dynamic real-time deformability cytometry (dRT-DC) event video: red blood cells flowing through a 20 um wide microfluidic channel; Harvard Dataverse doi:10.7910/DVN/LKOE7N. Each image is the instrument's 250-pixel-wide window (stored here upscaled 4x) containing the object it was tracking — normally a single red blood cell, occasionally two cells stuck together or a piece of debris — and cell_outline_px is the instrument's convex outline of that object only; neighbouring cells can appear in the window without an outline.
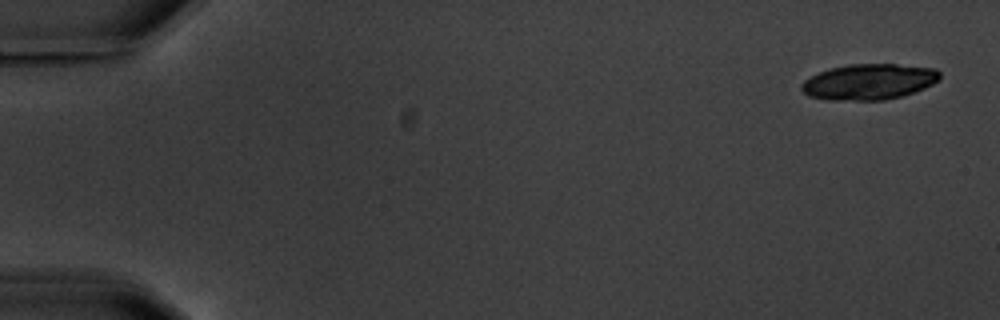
{"species": "common noctule bat (a hibernating species)", "species_latin": "Nyctalus noctula", "temperature_condition": "warm", "stored_images_in_passage": 5, "camera_frame_rate_fps": 3000, "um_per_image_px": 0.085, "animal": {"sex": "male", "body_mass_g": 20.1, "forearm_length_mm": 53.5}, "frame": {"image": 1, "passage_image": 1, "time_ms": 0.0, "image_size_px": [1000, 320], "cell_outline_px": [[940, 80], [924, 88], [900, 96], [884, 100], [824, 100], [808, 96], [800, 88], [800, 84], [804, 80], [820, 72], [832, 68], [848, 64], [896, 64], [936, 68], [940, 72]], "centroid_in_image_um": [73.85, 6.95], "position_along_channel_um": 11.1, "area_um2": 28.84}}